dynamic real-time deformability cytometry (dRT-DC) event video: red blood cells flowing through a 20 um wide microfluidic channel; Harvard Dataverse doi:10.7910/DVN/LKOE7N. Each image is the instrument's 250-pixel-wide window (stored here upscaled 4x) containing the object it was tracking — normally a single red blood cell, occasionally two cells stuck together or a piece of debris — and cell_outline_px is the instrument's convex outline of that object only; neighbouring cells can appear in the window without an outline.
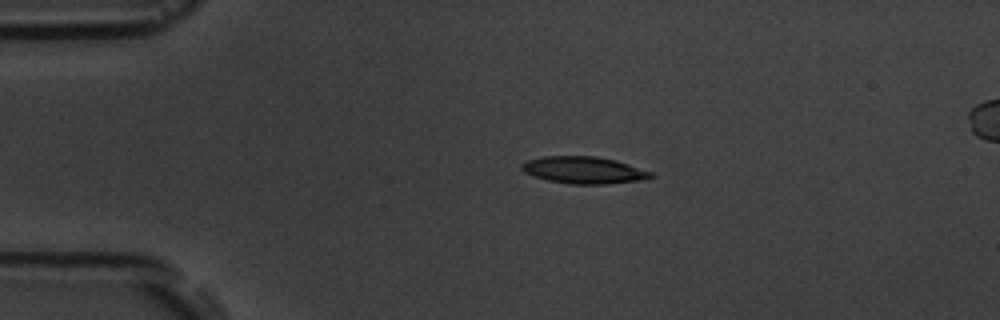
{"species": "common noctule bat (a hibernating species)", "species_latin": "Nyctalus noctula", "temperature_condition": "room temperature", "stored_images_in_passage": 4, "segment_of_instrument_passage": [1, 2], "camera_frame_rate_fps": 3000, "um_per_image_px": 0.085, "animal": {"sex": "male", "body_mass_g": 19.5, "forearm_length_mm": 54.6}, "frame": {"image": 1, "passage_image": 2, "time_ms": 2.0, "image_size_px": [1000, 320], "cell_outline_px": [[656, 176], [644, 180], [604, 184], [572, 184], [548, 180], [532, 176], [524, 172], [520, 168], [520, 164], [528, 160], [544, 156], [596, 156], [628, 164], [652, 172]], "centroid_in_image_um": [49.61, 14.46], "position_along_channel_um": 35.4, "area_um2": 20.29}}